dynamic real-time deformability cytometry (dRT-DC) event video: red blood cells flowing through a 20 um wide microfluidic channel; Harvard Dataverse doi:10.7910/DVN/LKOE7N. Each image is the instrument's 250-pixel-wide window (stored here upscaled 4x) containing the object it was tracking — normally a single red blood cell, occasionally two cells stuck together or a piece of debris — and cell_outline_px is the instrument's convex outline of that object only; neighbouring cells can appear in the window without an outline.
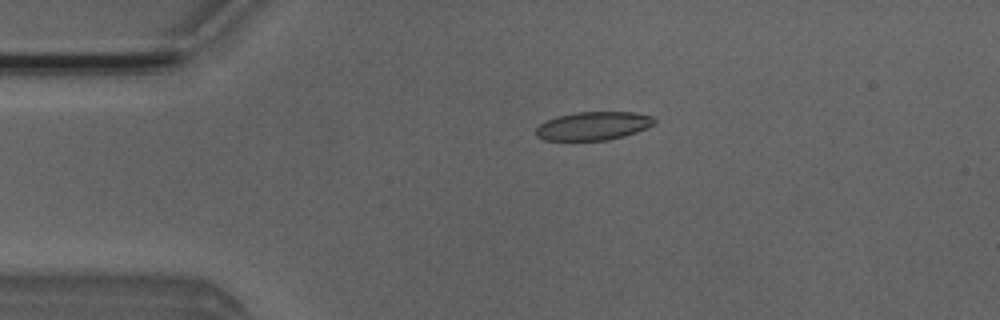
{"species": "Egyptian fruit bat (a non-hibernating species)", "species_latin": "Rousettus aegyptiacus", "temperature_condition": "room temperature", "stored_images_in_passage": 4, "camera_frame_rate_fps": 3000, "um_per_image_px": 0.085, "animal": {"sex": "male"}, "frame": {"image": 1, "passage_image": 3, "time_ms": 0.667, "image_size_px": [1000, 320], "cell_outline_px": [[656, 120], [652, 124], [636, 132], [624, 136], [608, 140], [544, 140], [536, 136], [536, 128], [540, 124], [556, 116], [576, 112], [632, 112], [652, 116]], "centroid_in_image_um": [50.4, 10.7], "position_along_channel_um": 34.6, "area_um2": 19.42}}